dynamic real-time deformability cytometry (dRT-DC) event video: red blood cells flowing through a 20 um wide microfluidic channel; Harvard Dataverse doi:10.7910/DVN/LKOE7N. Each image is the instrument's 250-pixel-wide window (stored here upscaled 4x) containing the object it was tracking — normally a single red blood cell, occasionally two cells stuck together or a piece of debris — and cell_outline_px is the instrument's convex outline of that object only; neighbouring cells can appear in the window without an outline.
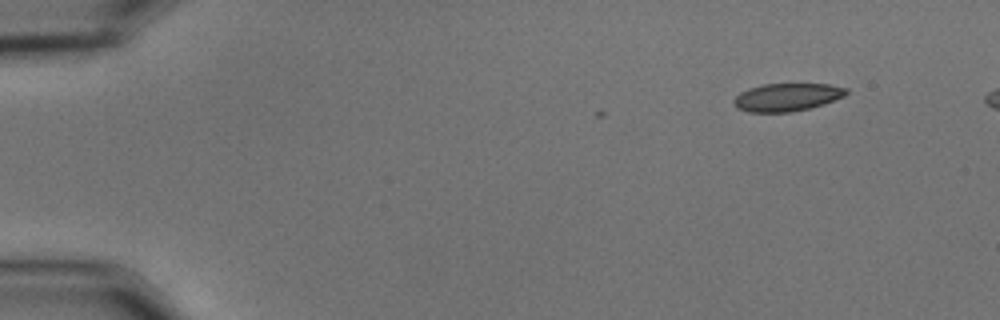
{"species": "common noctule bat (a hibernating species)", "species_latin": "Nyctalus noctula", "temperature_condition": "cold", "stored_images_in_passage": 7, "camera_frame_rate_fps": 3000, "um_per_image_px": 0.085, "animal": {"sex": "male", "body_mass_g": 15.6}, "frame": {"image": 1, "passage_image": 1, "time_ms": 0.0, "image_size_px": [1000, 320], "cell_outline_px": [[848, 92], [844, 96], [824, 104], [792, 112], [748, 112], [736, 108], [732, 104], [732, 100], [740, 92], [748, 88], [764, 84], [828, 84], [848, 88]], "centroid_in_image_um": [66.86, 8.26], "position_along_channel_um": 18.1, "area_um2": 18.38}}